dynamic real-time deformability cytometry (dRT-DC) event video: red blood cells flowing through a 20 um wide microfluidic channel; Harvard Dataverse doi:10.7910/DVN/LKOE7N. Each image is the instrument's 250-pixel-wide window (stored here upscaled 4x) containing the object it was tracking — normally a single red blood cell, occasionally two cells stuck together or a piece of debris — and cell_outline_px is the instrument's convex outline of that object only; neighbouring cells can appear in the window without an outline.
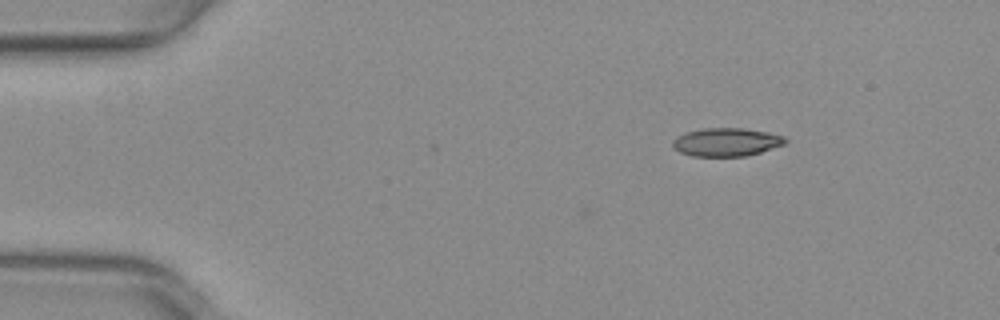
{"species": "common noctule bat (a hibernating species)", "species_latin": "Nyctalus noctula", "temperature_condition": "warm", "stored_images_in_passage": 4, "camera_frame_rate_fps": 3000, "um_per_image_px": 0.085, "animal": {"sex": "female", "body_mass_g": 29.2, "forearm_length_mm": 56.3}, "frame": {"image": 1, "passage_image": 4, "time_ms": 1.0, "image_size_px": [1000, 320], "cell_outline_px": [[788, 140], [784, 144], [760, 152], [744, 156], [692, 156], [680, 152], [672, 148], [672, 140], [676, 136], [684, 132], [704, 128], [744, 128], [768, 132], [784, 136]], "centroid_in_image_um": [61.7, 12.07], "position_along_channel_um": 23.3, "area_um2": 18.67}}